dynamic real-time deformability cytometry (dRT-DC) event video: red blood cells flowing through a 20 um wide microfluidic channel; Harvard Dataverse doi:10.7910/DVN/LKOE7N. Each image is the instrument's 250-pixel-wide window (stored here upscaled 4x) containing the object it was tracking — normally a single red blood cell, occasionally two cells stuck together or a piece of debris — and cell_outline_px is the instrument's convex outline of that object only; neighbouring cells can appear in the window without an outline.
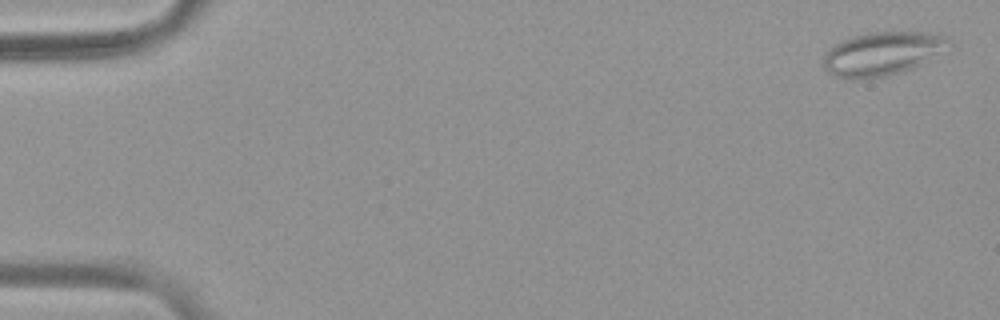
{"species": "common noctule bat (a hibernating species)", "species_latin": "Nyctalus noctula", "temperature_condition": "warm", "stored_images_in_passage": 54, "camera_frame_rate_fps": 3000, "um_per_image_px": 0.085, "animal": {"sex": "female", "body_mass_g": 19.9}, "frame": {"image": 1, "passage_image": 2, "time_ms": 0.333, "image_size_px": [1000, 320], "cell_outline_px": [[952, 48], [912, 68], [900, 72], [884, 76], [852, 80], [848, 80], [832, 76], [824, 68], [824, 52], [840, 40], [852, 36], [868, 32], [928, 32], [952, 36]], "centroid_in_image_um": [75.04, 4.54], "position_along_channel_um": 10.0, "area_um2": 32.6}}
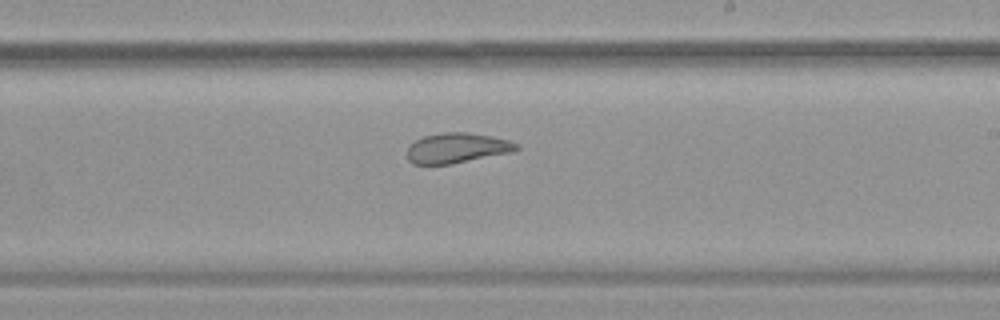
{"frame": {"image": 2, "passage_image": 33, "time_ms": 10.667, "image_size_px": [1000, 320], "cell_outline_px": [[520, 148], [516, 152], [452, 164], [412, 164], [408, 160], [408, 148], [416, 140], [424, 136], [444, 132], [464, 132], [492, 136], [508, 140], [520, 144]], "centroid_in_image_um": [38.92, 12.59], "position_along_channel_um": 250.1, "area_um2": 19.36}}
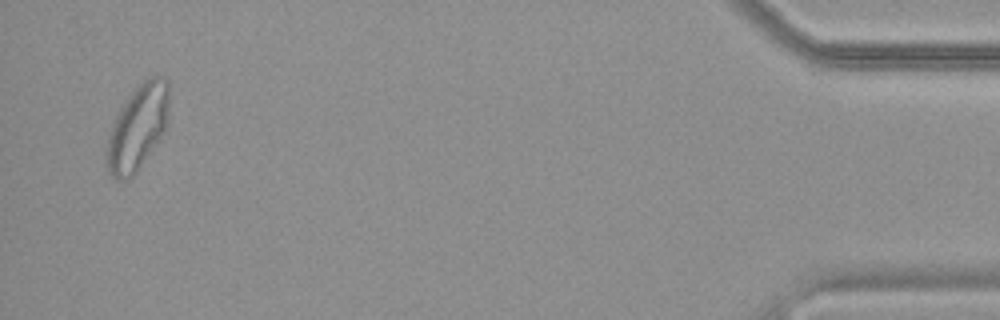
{"frame": {"image": 3, "passage_image": 53, "time_ms": 17.333, "image_size_px": [1000, 320], "cell_outline_px": [[168, 128], [136, 172], [128, 180], [116, 180], [108, 172], [104, 164], [104, 160], [108, 140], [112, 124], [120, 108], [128, 96], [144, 80], [152, 76], [164, 76], [168, 80]], "centroid_in_image_um": [11.7, 10.87], "position_along_channel_um": 423.5, "area_um2": 31.21}, "authors_computed_cell_mechanics": {"area_um2": 26.5591, "velocity_mm_per_s": 3.7524, "shape_relaxation_time_tau1_ms": null, "shape_relaxation_time_tau2_ms": 1.6601, "deformation_change_tau1": null, "deformation_change_tau2": 0.0957}}